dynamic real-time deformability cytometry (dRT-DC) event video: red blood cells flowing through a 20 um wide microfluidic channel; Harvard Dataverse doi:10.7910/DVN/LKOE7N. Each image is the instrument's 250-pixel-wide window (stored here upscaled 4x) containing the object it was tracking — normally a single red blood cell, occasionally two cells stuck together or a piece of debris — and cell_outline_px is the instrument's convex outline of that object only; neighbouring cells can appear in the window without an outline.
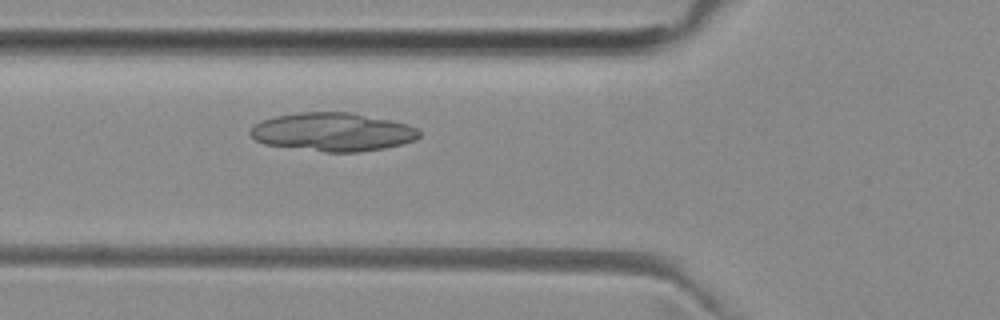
{"species": "common noctule bat (a hibernating species)", "species_latin": "Nyctalus noctula", "temperature_condition": "room temperature", "stored_images_in_passage": 51, "camera_frame_rate_fps": 3000, "um_per_image_px": 0.085, "animal": {"sex": "female", "body_mass_g": 29.2, "forearm_length_mm": 56.3}, "frame": {"image": 1, "passage_image": 18, "time_ms": 5.667, "image_size_px": [1000, 320], "cell_outline_px": [[420, 136], [412, 140], [400, 144], [384, 148], [360, 152], [324, 152], [264, 144], [256, 140], [248, 132], [256, 124], [264, 120], [276, 116], [300, 112], [352, 112], [408, 124], [416, 128], [420, 132]], "centroid_in_image_um": [28.28, 11.22], "position_along_channel_um": 97.5, "area_um2": 37.63}}
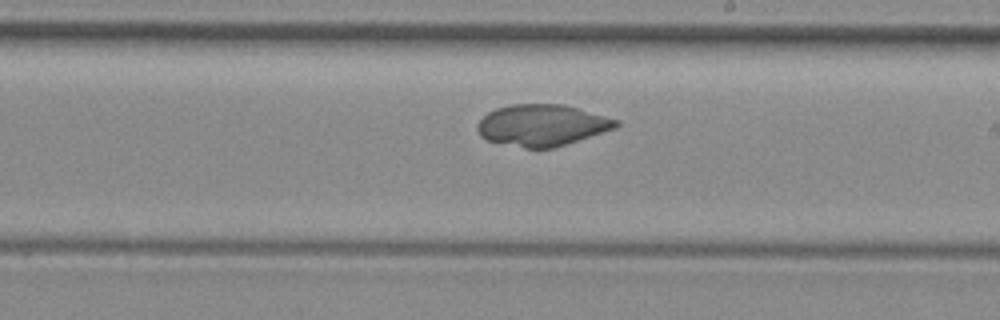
{"frame": {"image": 2, "passage_image": 29, "time_ms": 9.333, "image_size_px": [1000, 320], "cell_outline_px": [[620, 124], [616, 128], [552, 148], [524, 148], [488, 140], [480, 136], [476, 128], [476, 124], [488, 112], [496, 108], [512, 104], [564, 104], [620, 120]], "centroid_in_image_um": [46.07, 10.63], "position_along_channel_um": 242.9, "area_um2": 33.41}}
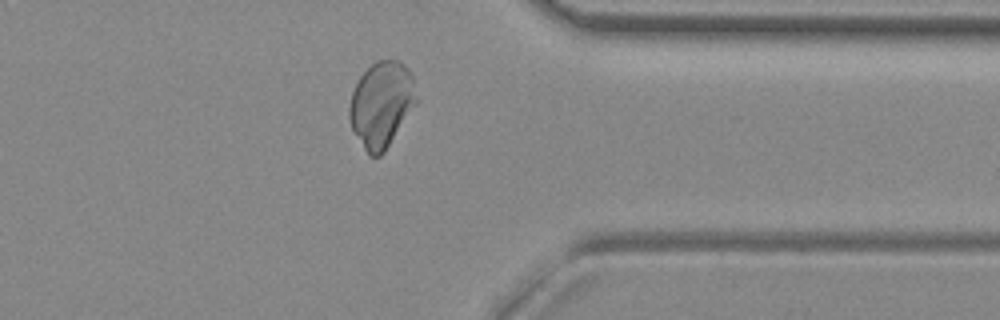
{"frame": {"image": 3, "passage_image": 40, "time_ms": 13.0, "image_size_px": [1000, 320], "cell_outline_px": [[416, 104], [384, 152], [380, 156], [368, 156], [352, 128], [348, 116], [348, 108], [352, 92], [360, 76], [376, 60], [400, 60], [408, 68], [412, 76], [416, 100]], "centroid_in_image_um": [32.4, 8.87], "position_along_channel_um": 379.0, "area_um2": 33.18}}